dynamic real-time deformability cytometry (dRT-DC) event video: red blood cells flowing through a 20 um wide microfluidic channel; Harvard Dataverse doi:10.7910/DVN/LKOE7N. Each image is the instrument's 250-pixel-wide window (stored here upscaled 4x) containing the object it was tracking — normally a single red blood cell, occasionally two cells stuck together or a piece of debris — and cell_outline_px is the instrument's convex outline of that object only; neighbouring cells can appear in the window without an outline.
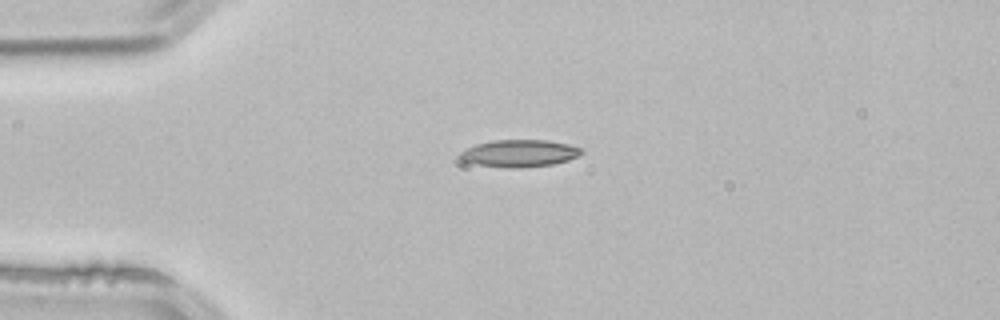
{"species": "common noctule bat (a hibernating species)", "species_latin": "Nyctalus noctula", "temperature_condition": "room temperature", "stored_images_in_passage": 3, "camera_frame_rate_fps": 3000, "um_per_image_px": 0.085, "animal": {"sex": "male", "body_mass_g": 21.5, "forearm_length_mm": 52.0}, "frame": {"image": 1, "passage_image": 1, "time_ms": 0.0, "image_size_px": [1000, 320], "cell_outline_px": [[584, 152], [580, 156], [568, 160], [552, 164], [520, 168], [504, 168], [476, 164], [464, 160], [460, 156], [460, 152], [464, 148], [476, 144], [492, 140], [548, 140], [568, 144], [584, 148]], "centroid_in_image_um": [44.19, 13.02], "position_along_channel_um": 40.8, "area_um2": 19.42}}